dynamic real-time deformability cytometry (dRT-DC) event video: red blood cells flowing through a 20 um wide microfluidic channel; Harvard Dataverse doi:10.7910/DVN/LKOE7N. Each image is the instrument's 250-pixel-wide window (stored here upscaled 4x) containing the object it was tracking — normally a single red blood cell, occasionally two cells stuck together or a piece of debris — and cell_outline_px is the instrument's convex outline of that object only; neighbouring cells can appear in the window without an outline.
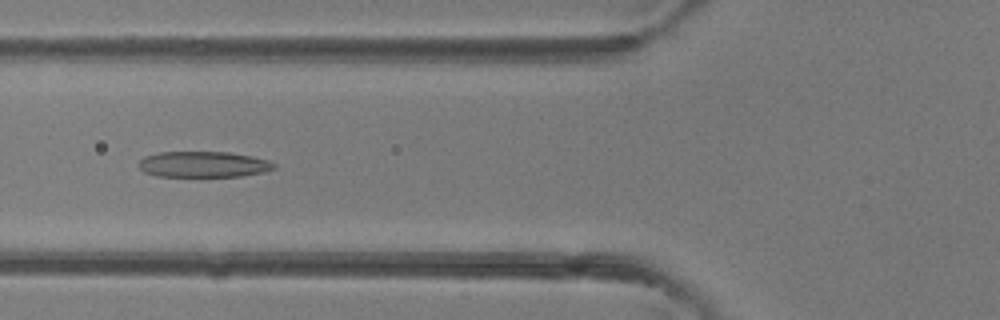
{"species": "common noctule bat (a hibernating species)", "species_latin": "Nyctalus noctula", "temperature_condition": "room temperature", "stored_images_in_passage": 6, "camera_frame_rate_fps": 3000, "um_per_image_px": 0.085, "animal": {"sex": "female"}, "frame": {"image": 1, "passage_image": 5, "time_ms": 5.333, "image_size_px": [1000, 320], "cell_outline_px": [[276, 168], [264, 172], [240, 176], [156, 176], [144, 172], [136, 164], [144, 156], [160, 152], [228, 152], [252, 156], [268, 160], [276, 164]], "centroid_in_image_um": [17.28, 13.97], "position_along_channel_um": 108.5, "area_um2": 20.46}}
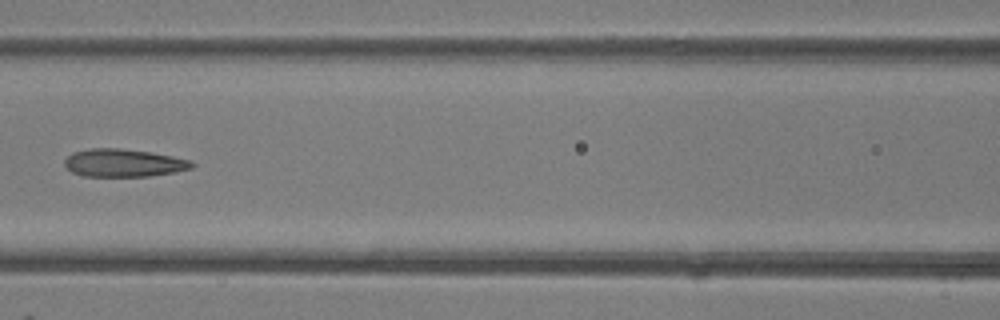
{"frame": {"image": 2, "passage_image": 6, "time_ms": 6.333, "image_size_px": [1000, 320], "cell_outline_px": [[196, 164], [192, 168], [176, 172], [148, 176], [84, 176], [72, 172], [64, 164], [64, 160], [72, 152], [92, 148], [120, 148], [152, 152], [192, 160]], "centroid_in_image_um": [10.54, 13.84], "position_along_channel_um": 156.1, "area_um2": 20.75}}